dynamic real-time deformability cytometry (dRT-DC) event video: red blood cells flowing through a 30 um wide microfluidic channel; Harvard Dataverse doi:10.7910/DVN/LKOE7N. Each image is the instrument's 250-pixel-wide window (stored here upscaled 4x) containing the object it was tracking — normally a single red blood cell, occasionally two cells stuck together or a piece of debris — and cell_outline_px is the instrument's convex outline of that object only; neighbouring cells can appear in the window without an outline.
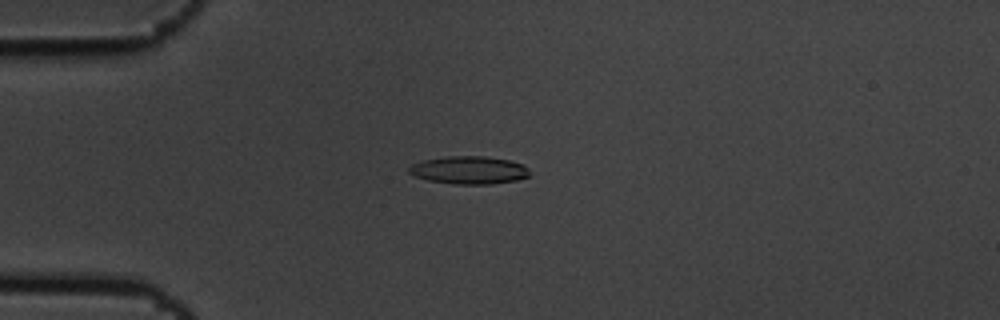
{"species": "common noctule bat (a hibernating species)", "species_latin": "Nyctalus noctula", "temperature_condition": "cold", "stored_images_in_passage": 6, "camera_frame_rate_fps": 3000, "um_per_image_px": 0.085, "animal": {"sex": "male", "body_mass_g": 19.5, "forearm_length_mm": 54.6}, "frame": {"image": 1, "passage_image": 5, "time_ms": 1.333, "image_size_px": [1000, 320], "cell_outline_px": [[528, 176], [516, 180], [492, 184], [452, 184], [428, 180], [412, 176], [408, 172], [408, 168], [412, 164], [424, 160], [448, 156], [484, 156], [508, 160], [524, 164], [528, 168]], "centroid_in_image_um": [39.84, 14.46], "position_along_channel_um": 45.2, "area_um2": 19.59}}